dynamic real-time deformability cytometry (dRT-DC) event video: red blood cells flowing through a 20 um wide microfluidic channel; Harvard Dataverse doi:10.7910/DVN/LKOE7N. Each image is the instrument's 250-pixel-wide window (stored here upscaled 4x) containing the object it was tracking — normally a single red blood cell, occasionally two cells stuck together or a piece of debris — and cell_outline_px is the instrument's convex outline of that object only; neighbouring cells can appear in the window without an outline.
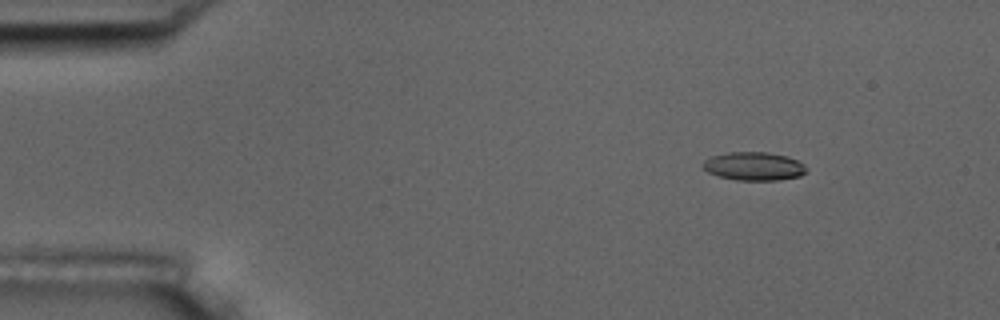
{"species": "common noctule bat (a hibernating species)", "species_latin": "Nyctalus noctula", "temperature_condition": "room temperature", "stored_images_in_passage": 4, "camera_frame_rate_fps": 3000, "um_per_image_px": 0.085, "animal": {"sex": "male", "body_mass_g": 17.5, "forearm_length_mm": 52.3}, "frame": {"image": 1, "passage_image": 2, "time_ms": 1.333, "image_size_px": [1000, 320], "cell_outline_px": [[808, 172], [800, 176], [780, 180], [736, 180], [716, 176], [708, 172], [704, 168], [704, 160], [712, 156], [728, 152], [768, 152], [788, 156], [804, 164]], "centroid_in_image_um": [64.11, 14.13], "position_along_channel_um": 20.9, "area_um2": 17.22}}